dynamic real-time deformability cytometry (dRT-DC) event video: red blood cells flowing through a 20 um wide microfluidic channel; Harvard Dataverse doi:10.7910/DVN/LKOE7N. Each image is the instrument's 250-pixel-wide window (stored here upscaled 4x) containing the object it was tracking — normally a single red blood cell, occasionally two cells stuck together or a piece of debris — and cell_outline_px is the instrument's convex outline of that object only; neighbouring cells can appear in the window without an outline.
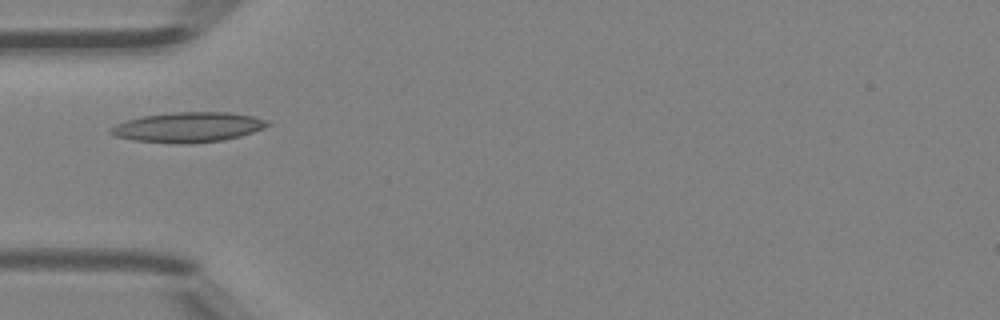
{"species": "Egyptian fruit bat (a non-hibernating species)", "species_latin": "Rousettus aegyptiacus", "temperature_condition": "room temperature", "stored_images_in_passage": 4, "camera_frame_rate_fps": 3000, "um_per_image_px": 0.085, "animal": {"sex": "female"}, "frame": {"image": 1, "passage_image": 4, "time_ms": 1.0, "image_size_px": [1000, 320], "cell_outline_px": [[272, 124], [264, 128], [240, 136], [224, 140], [132, 140], [116, 136], [108, 132], [108, 128], [124, 120], [140, 116], [172, 112], [228, 112], [252, 116], [268, 120]], "centroid_in_image_um": [16.0, 10.74], "position_along_channel_um": 69.0, "area_um2": 26.3}}